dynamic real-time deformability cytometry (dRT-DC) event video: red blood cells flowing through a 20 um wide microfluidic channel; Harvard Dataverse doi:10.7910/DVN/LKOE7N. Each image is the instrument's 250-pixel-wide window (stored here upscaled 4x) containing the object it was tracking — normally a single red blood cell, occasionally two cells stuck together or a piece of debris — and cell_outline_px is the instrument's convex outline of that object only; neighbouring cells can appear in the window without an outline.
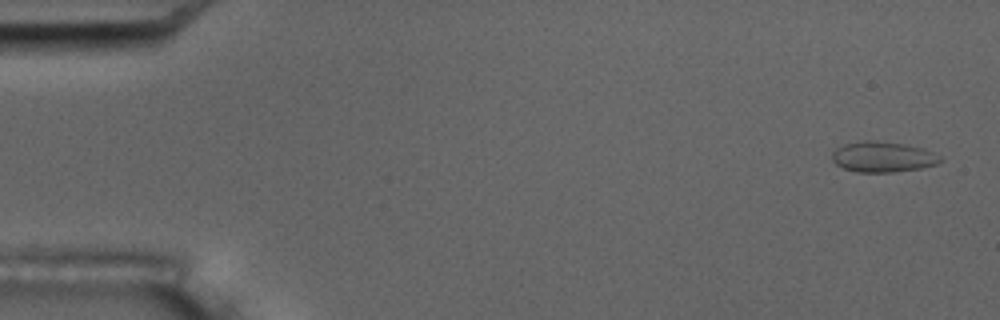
{"species": "common noctule bat (a hibernating species)", "species_latin": "Nyctalus noctula", "temperature_condition": "room temperature", "stored_images_in_passage": 7, "camera_frame_rate_fps": 3000, "um_per_image_px": 0.085, "animal": {"sex": "male", "body_mass_g": 17.5, "forearm_length_mm": 52.3}, "frame": {"image": 1, "passage_image": 1, "time_ms": 0.0, "image_size_px": [1000, 320], "cell_outline_px": [[940, 160], [936, 164], [920, 168], [896, 172], [856, 172], [844, 168], [836, 164], [832, 160], [832, 152], [836, 148], [844, 144], [864, 140], [876, 140], [904, 144], [924, 148], [940, 156]], "centroid_in_image_um": [75.01, 13.33], "position_along_channel_um": 10.0, "area_um2": 19.25}}